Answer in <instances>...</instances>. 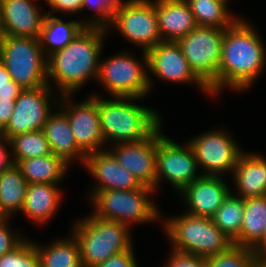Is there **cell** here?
Here are the masks:
<instances>
[{
  "label": "cell",
  "mask_w": 266,
  "mask_h": 267,
  "mask_svg": "<svg viewBox=\"0 0 266 267\" xmlns=\"http://www.w3.org/2000/svg\"><path fill=\"white\" fill-rule=\"evenodd\" d=\"M261 39L255 26L242 18L225 29L218 82L209 90L212 97L219 96L225 88L247 91L264 73L266 49Z\"/></svg>",
  "instance_id": "obj_1"
},
{
  "label": "cell",
  "mask_w": 266,
  "mask_h": 267,
  "mask_svg": "<svg viewBox=\"0 0 266 267\" xmlns=\"http://www.w3.org/2000/svg\"><path fill=\"white\" fill-rule=\"evenodd\" d=\"M106 32L101 27H85L65 48L47 57V82L57 88L56 94L75 95L86 81L97 80Z\"/></svg>",
  "instance_id": "obj_2"
},
{
  "label": "cell",
  "mask_w": 266,
  "mask_h": 267,
  "mask_svg": "<svg viewBox=\"0 0 266 267\" xmlns=\"http://www.w3.org/2000/svg\"><path fill=\"white\" fill-rule=\"evenodd\" d=\"M98 96L105 148L107 144L111 146L122 142L145 140L162 126L163 121L157 110L135 103L141 98L112 96V99L107 100Z\"/></svg>",
  "instance_id": "obj_3"
},
{
  "label": "cell",
  "mask_w": 266,
  "mask_h": 267,
  "mask_svg": "<svg viewBox=\"0 0 266 267\" xmlns=\"http://www.w3.org/2000/svg\"><path fill=\"white\" fill-rule=\"evenodd\" d=\"M72 234L78 242L84 267H95L111 256L130 250L133 245L130 227L96 215L78 219Z\"/></svg>",
  "instance_id": "obj_4"
},
{
  "label": "cell",
  "mask_w": 266,
  "mask_h": 267,
  "mask_svg": "<svg viewBox=\"0 0 266 267\" xmlns=\"http://www.w3.org/2000/svg\"><path fill=\"white\" fill-rule=\"evenodd\" d=\"M163 220L161 226L174 251L206 259L224 253L234 245L212 218L184 213Z\"/></svg>",
  "instance_id": "obj_5"
},
{
  "label": "cell",
  "mask_w": 266,
  "mask_h": 267,
  "mask_svg": "<svg viewBox=\"0 0 266 267\" xmlns=\"http://www.w3.org/2000/svg\"><path fill=\"white\" fill-rule=\"evenodd\" d=\"M91 192V193H90ZM89 192V201L93 204L94 215L121 222L128 227L133 224H147L162 221L161 212L154 204L151 195L156 191L143 185L132 190H100Z\"/></svg>",
  "instance_id": "obj_6"
},
{
  "label": "cell",
  "mask_w": 266,
  "mask_h": 267,
  "mask_svg": "<svg viewBox=\"0 0 266 267\" xmlns=\"http://www.w3.org/2000/svg\"><path fill=\"white\" fill-rule=\"evenodd\" d=\"M0 61L23 89L48 86L47 57L39 38L1 35Z\"/></svg>",
  "instance_id": "obj_7"
},
{
  "label": "cell",
  "mask_w": 266,
  "mask_h": 267,
  "mask_svg": "<svg viewBox=\"0 0 266 267\" xmlns=\"http://www.w3.org/2000/svg\"><path fill=\"white\" fill-rule=\"evenodd\" d=\"M142 62L134 53L127 50L100 59L97 81L112 96L145 98L153 87V81L148 74L147 54L142 50ZM134 55V56H133Z\"/></svg>",
  "instance_id": "obj_8"
},
{
  "label": "cell",
  "mask_w": 266,
  "mask_h": 267,
  "mask_svg": "<svg viewBox=\"0 0 266 267\" xmlns=\"http://www.w3.org/2000/svg\"><path fill=\"white\" fill-rule=\"evenodd\" d=\"M225 29L197 26L177 43L190 69L209 88L218 82Z\"/></svg>",
  "instance_id": "obj_9"
},
{
  "label": "cell",
  "mask_w": 266,
  "mask_h": 267,
  "mask_svg": "<svg viewBox=\"0 0 266 267\" xmlns=\"http://www.w3.org/2000/svg\"><path fill=\"white\" fill-rule=\"evenodd\" d=\"M111 27L120 31L123 38L147 51L162 41L155 3L152 0H126L114 11Z\"/></svg>",
  "instance_id": "obj_10"
},
{
  "label": "cell",
  "mask_w": 266,
  "mask_h": 267,
  "mask_svg": "<svg viewBox=\"0 0 266 267\" xmlns=\"http://www.w3.org/2000/svg\"><path fill=\"white\" fill-rule=\"evenodd\" d=\"M217 129V130H216ZM226 130L215 128L188 140L202 175L233 174L239 157L244 153L238 142ZM224 173V174H223Z\"/></svg>",
  "instance_id": "obj_11"
},
{
  "label": "cell",
  "mask_w": 266,
  "mask_h": 267,
  "mask_svg": "<svg viewBox=\"0 0 266 267\" xmlns=\"http://www.w3.org/2000/svg\"><path fill=\"white\" fill-rule=\"evenodd\" d=\"M156 163V191L164 179L180 194L202 176V172L198 173L197 159L188 142L180 145L165 134L156 142Z\"/></svg>",
  "instance_id": "obj_12"
},
{
  "label": "cell",
  "mask_w": 266,
  "mask_h": 267,
  "mask_svg": "<svg viewBox=\"0 0 266 267\" xmlns=\"http://www.w3.org/2000/svg\"><path fill=\"white\" fill-rule=\"evenodd\" d=\"M73 96H59L57 107L67 115L78 148L85 155L104 150L105 143L101 132L98 94H91L79 103L72 102Z\"/></svg>",
  "instance_id": "obj_13"
},
{
  "label": "cell",
  "mask_w": 266,
  "mask_h": 267,
  "mask_svg": "<svg viewBox=\"0 0 266 267\" xmlns=\"http://www.w3.org/2000/svg\"><path fill=\"white\" fill-rule=\"evenodd\" d=\"M54 93L49 85L23 89L15 101L9 123L0 134L10 140L18 134L43 130L44 124L53 112L52 105L58 104V97L55 96L59 94Z\"/></svg>",
  "instance_id": "obj_14"
},
{
  "label": "cell",
  "mask_w": 266,
  "mask_h": 267,
  "mask_svg": "<svg viewBox=\"0 0 266 267\" xmlns=\"http://www.w3.org/2000/svg\"><path fill=\"white\" fill-rule=\"evenodd\" d=\"M146 54L149 74L169 83L194 84L205 96L211 95L209 88L190 69L177 42L161 41Z\"/></svg>",
  "instance_id": "obj_15"
},
{
  "label": "cell",
  "mask_w": 266,
  "mask_h": 267,
  "mask_svg": "<svg viewBox=\"0 0 266 267\" xmlns=\"http://www.w3.org/2000/svg\"><path fill=\"white\" fill-rule=\"evenodd\" d=\"M160 126L145 140L122 142L108 147L120 165L137 180L156 191V142L164 135Z\"/></svg>",
  "instance_id": "obj_16"
},
{
  "label": "cell",
  "mask_w": 266,
  "mask_h": 267,
  "mask_svg": "<svg viewBox=\"0 0 266 267\" xmlns=\"http://www.w3.org/2000/svg\"><path fill=\"white\" fill-rule=\"evenodd\" d=\"M222 177L202 175L185 187L179 195L188 208L184 213L212 218L232 190Z\"/></svg>",
  "instance_id": "obj_17"
},
{
  "label": "cell",
  "mask_w": 266,
  "mask_h": 267,
  "mask_svg": "<svg viewBox=\"0 0 266 267\" xmlns=\"http://www.w3.org/2000/svg\"><path fill=\"white\" fill-rule=\"evenodd\" d=\"M83 165L96 180L95 183H98L92 191L132 190L143 186L128 169L119 164L107 148L86 155Z\"/></svg>",
  "instance_id": "obj_18"
},
{
  "label": "cell",
  "mask_w": 266,
  "mask_h": 267,
  "mask_svg": "<svg viewBox=\"0 0 266 267\" xmlns=\"http://www.w3.org/2000/svg\"><path fill=\"white\" fill-rule=\"evenodd\" d=\"M36 0H2V35L39 38L47 11Z\"/></svg>",
  "instance_id": "obj_19"
},
{
  "label": "cell",
  "mask_w": 266,
  "mask_h": 267,
  "mask_svg": "<svg viewBox=\"0 0 266 267\" xmlns=\"http://www.w3.org/2000/svg\"><path fill=\"white\" fill-rule=\"evenodd\" d=\"M162 41L177 42L197 27L185 0H152Z\"/></svg>",
  "instance_id": "obj_20"
},
{
  "label": "cell",
  "mask_w": 266,
  "mask_h": 267,
  "mask_svg": "<svg viewBox=\"0 0 266 267\" xmlns=\"http://www.w3.org/2000/svg\"><path fill=\"white\" fill-rule=\"evenodd\" d=\"M232 176L237 189L234 194L243 199L266 195V159L261 154L244 152Z\"/></svg>",
  "instance_id": "obj_21"
},
{
  "label": "cell",
  "mask_w": 266,
  "mask_h": 267,
  "mask_svg": "<svg viewBox=\"0 0 266 267\" xmlns=\"http://www.w3.org/2000/svg\"><path fill=\"white\" fill-rule=\"evenodd\" d=\"M59 109V110H58ZM52 112L43 127L53 154L61 157L67 164L78 161L84 164L86 155L78 148L71 131L67 115L58 108Z\"/></svg>",
  "instance_id": "obj_22"
},
{
  "label": "cell",
  "mask_w": 266,
  "mask_h": 267,
  "mask_svg": "<svg viewBox=\"0 0 266 267\" xmlns=\"http://www.w3.org/2000/svg\"><path fill=\"white\" fill-rule=\"evenodd\" d=\"M59 184L36 183L28 184L27 193L22 207V214L33 223L46 225L59 210L62 191Z\"/></svg>",
  "instance_id": "obj_23"
},
{
  "label": "cell",
  "mask_w": 266,
  "mask_h": 267,
  "mask_svg": "<svg viewBox=\"0 0 266 267\" xmlns=\"http://www.w3.org/2000/svg\"><path fill=\"white\" fill-rule=\"evenodd\" d=\"M85 27L84 19L65 22L58 16L46 13L39 37L44 55L48 57L65 48Z\"/></svg>",
  "instance_id": "obj_24"
},
{
  "label": "cell",
  "mask_w": 266,
  "mask_h": 267,
  "mask_svg": "<svg viewBox=\"0 0 266 267\" xmlns=\"http://www.w3.org/2000/svg\"><path fill=\"white\" fill-rule=\"evenodd\" d=\"M17 165L28 184H59L67 175L70 166L53 153L20 160Z\"/></svg>",
  "instance_id": "obj_25"
},
{
  "label": "cell",
  "mask_w": 266,
  "mask_h": 267,
  "mask_svg": "<svg viewBox=\"0 0 266 267\" xmlns=\"http://www.w3.org/2000/svg\"><path fill=\"white\" fill-rule=\"evenodd\" d=\"M28 183L20 167L13 163L0 174V211L11 218L22 211Z\"/></svg>",
  "instance_id": "obj_26"
},
{
  "label": "cell",
  "mask_w": 266,
  "mask_h": 267,
  "mask_svg": "<svg viewBox=\"0 0 266 267\" xmlns=\"http://www.w3.org/2000/svg\"><path fill=\"white\" fill-rule=\"evenodd\" d=\"M67 237L46 246L33 241L41 267H84L77 240L72 233Z\"/></svg>",
  "instance_id": "obj_27"
},
{
  "label": "cell",
  "mask_w": 266,
  "mask_h": 267,
  "mask_svg": "<svg viewBox=\"0 0 266 267\" xmlns=\"http://www.w3.org/2000/svg\"><path fill=\"white\" fill-rule=\"evenodd\" d=\"M266 226V195L244 199L243 222L238 246L252 248L261 238Z\"/></svg>",
  "instance_id": "obj_28"
},
{
  "label": "cell",
  "mask_w": 266,
  "mask_h": 267,
  "mask_svg": "<svg viewBox=\"0 0 266 267\" xmlns=\"http://www.w3.org/2000/svg\"><path fill=\"white\" fill-rule=\"evenodd\" d=\"M197 26L227 29L239 18L232 16L223 0H185Z\"/></svg>",
  "instance_id": "obj_29"
},
{
  "label": "cell",
  "mask_w": 266,
  "mask_h": 267,
  "mask_svg": "<svg viewBox=\"0 0 266 267\" xmlns=\"http://www.w3.org/2000/svg\"><path fill=\"white\" fill-rule=\"evenodd\" d=\"M244 213V199L232 191L225 197L221 206L216 210L212 220L223 233L238 246Z\"/></svg>",
  "instance_id": "obj_30"
},
{
  "label": "cell",
  "mask_w": 266,
  "mask_h": 267,
  "mask_svg": "<svg viewBox=\"0 0 266 267\" xmlns=\"http://www.w3.org/2000/svg\"><path fill=\"white\" fill-rule=\"evenodd\" d=\"M11 159L17 164L20 160L51 154L48 140L43 130L15 135L10 139Z\"/></svg>",
  "instance_id": "obj_31"
},
{
  "label": "cell",
  "mask_w": 266,
  "mask_h": 267,
  "mask_svg": "<svg viewBox=\"0 0 266 267\" xmlns=\"http://www.w3.org/2000/svg\"><path fill=\"white\" fill-rule=\"evenodd\" d=\"M259 258L251 248L233 245L228 251L205 261L206 267H252Z\"/></svg>",
  "instance_id": "obj_32"
},
{
  "label": "cell",
  "mask_w": 266,
  "mask_h": 267,
  "mask_svg": "<svg viewBox=\"0 0 266 267\" xmlns=\"http://www.w3.org/2000/svg\"><path fill=\"white\" fill-rule=\"evenodd\" d=\"M27 239L0 257V267H41L35 243L31 238Z\"/></svg>",
  "instance_id": "obj_33"
},
{
  "label": "cell",
  "mask_w": 266,
  "mask_h": 267,
  "mask_svg": "<svg viewBox=\"0 0 266 267\" xmlns=\"http://www.w3.org/2000/svg\"><path fill=\"white\" fill-rule=\"evenodd\" d=\"M124 1L121 0H83L82 11L88 7L95 14H90L91 17L86 18V27H101L107 29L113 19V13L118 9Z\"/></svg>",
  "instance_id": "obj_34"
},
{
  "label": "cell",
  "mask_w": 266,
  "mask_h": 267,
  "mask_svg": "<svg viewBox=\"0 0 266 267\" xmlns=\"http://www.w3.org/2000/svg\"><path fill=\"white\" fill-rule=\"evenodd\" d=\"M9 220L10 218H5L0 222V257L11 252L26 238L22 233H17V230L15 232L13 229L10 230Z\"/></svg>",
  "instance_id": "obj_35"
},
{
  "label": "cell",
  "mask_w": 266,
  "mask_h": 267,
  "mask_svg": "<svg viewBox=\"0 0 266 267\" xmlns=\"http://www.w3.org/2000/svg\"><path fill=\"white\" fill-rule=\"evenodd\" d=\"M166 265L163 267H206L205 258L171 250Z\"/></svg>",
  "instance_id": "obj_36"
},
{
  "label": "cell",
  "mask_w": 266,
  "mask_h": 267,
  "mask_svg": "<svg viewBox=\"0 0 266 267\" xmlns=\"http://www.w3.org/2000/svg\"><path fill=\"white\" fill-rule=\"evenodd\" d=\"M49 4L50 10L47 13L49 14H61L63 15H76L82 11L83 0H44Z\"/></svg>",
  "instance_id": "obj_37"
},
{
  "label": "cell",
  "mask_w": 266,
  "mask_h": 267,
  "mask_svg": "<svg viewBox=\"0 0 266 267\" xmlns=\"http://www.w3.org/2000/svg\"><path fill=\"white\" fill-rule=\"evenodd\" d=\"M133 248L115 254L95 267H139Z\"/></svg>",
  "instance_id": "obj_38"
},
{
  "label": "cell",
  "mask_w": 266,
  "mask_h": 267,
  "mask_svg": "<svg viewBox=\"0 0 266 267\" xmlns=\"http://www.w3.org/2000/svg\"><path fill=\"white\" fill-rule=\"evenodd\" d=\"M8 147L11 148L10 140L0 134V174L13 164L11 159V149Z\"/></svg>",
  "instance_id": "obj_39"
},
{
  "label": "cell",
  "mask_w": 266,
  "mask_h": 267,
  "mask_svg": "<svg viewBox=\"0 0 266 267\" xmlns=\"http://www.w3.org/2000/svg\"><path fill=\"white\" fill-rule=\"evenodd\" d=\"M16 100L0 99V132L7 126L13 114Z\"/></svg>",
  "instance_id": "obj_40"
},
{
  "label": "cell",
  "mask_w": 266,
  "mask_h": 267,
  "mask_svg": "<svg viewBox=\"0 0 266 267\" xmlns=\"http://www.w3.org/2000/svg\"><path fill=\"white\" fill-rule=\"evenodd\" d=\"M23 88L11 80V86L0 87V99L16 100Z\"/></svg>",
  "instance_id": "obj_41"
},
{
  "label": "cell",
  "mask_w": 266,
  "mask_h": 267,
  "mask_svg": "<svg viewBox=\"0 0 266 267\" xmlns=\"http://www.w3.org/2000/svg\"><path fill=\"white\" fill-rule=\"evenodd\" d=\"M251 249L259 257H266V226L262 238Z\"/></svg>",
  "instance_id": "obj_42"
},
{
  "label": "cell",
  "mask_w": 266,
  "mask_h": 267,
  "mask_svg": "<svg viewBox=\"0 0 266 267\" xmlns=\"http://www.w3.org/2000/svg\"><path fill=\"white\" fill-rule=\"evenodd\" d=\"M11 76L8 73L5 65L0 61V87L11 86Z\"/></svg>",
  "instance_id": "obj_43"
},
{
  "label": "cell",
  "mask_w": 266,
  "mask_h": 267,
  "mask_svg": "<svg viewBox=\"0 0 266 267\" xmlns=\"http://www.w3.org/2000/svg\"><path fill=\"white\" fill-rule=\"evenodd\" d=\"M252 267H266V257H260Z\"/></svg>",
  "instance_id": "obj_44"
},
{
  "label": "cell",
  "mask_w": 266,
  "mask_h": 267,
  "mask_svg": "<svg viewBox=\"0 0 266 267\" xmlns=\"http://www.w3.org/2000/svg\"><path fill=\"white\" fill-rule=\"evenodd\" d=\"M2 35V0H0V36Z\"/></svg>",
  "instance_id": "obj_45"
},
{
  "label": "cell",
  "mask_w": 266,
  "mask_h": 267,
  "mask_svg": "<svg viewBox=\"0 0 266 267\" xmlns=\"http://www.w3.org/2000/svg\"><path fill=\"white\" fill-rule=\"evenodd\" d=\"M6 217L4 214L0 211V222L3 221Z\"/></svg>",
  "instance_id": "obj_46"
}]
</instances>
